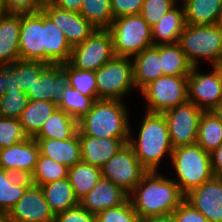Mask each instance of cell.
I'll return each instance as SVG.
<instances>
[{
	"instance_id": "obj_10",
	"label": "cell",
	"mask_w": 222,
	"mask_h": 222,
	"mask_svg": "<svg viewBox=\"0 0 222 222\" xmlns=\"http://www.w3.org/2000/svg\"><path fill=\"white\" fill-rule=\"evenodd\" d=\"M147 172L128 143L101 167L102 178L116 184L128 194Z\"/></svg>"
},
{
	"instance_id": "obj_8",
	"label": "cell",
	"mask_w": 222,
	"mask_h": 222,
	"mask_svg": "<svg viewBox=\"0 0 222 222\" xmlns=\"http://www.w3.org/2000/svg\"><path fill=\"white\" fill-rule=\"evenodd\" d=\"M140 93L146 101V111L163 113L188 101L187 76L163 75L144 86Z\"/></svg>"
},
{
	"instance_id": "obj_54",
	"label": "cell",
	"mask_w": 222,
	"mask_h": 222,
	"mask_svg": "<svg viewBox=\"0 0 222 222\" xmlns=\"http://www.w3.org/2000/svg\"><path fill=\"white\" fill-rule=\"evenodd\" d=\"M6 13L3 4H2V0H0V18Z\"/></svg>"
},
{
	"instance_id": "obj_47",
	"label": "cell",
	"mask_w": 222,
	"mask_h": 222,
	"mask_svg": "<svg viewBox=\"0 0 222 222\" xmlns=\"http://www.w3.org/2000/svg\"><path fill=\"white\" fill-rule=\"evenodd\" d=\"M8 92H22V90L18 86L14 71L8 65H0V97Z\"/></svg>"
},
{
	"instance_id": "obj_14",
	"label": "cell",
	"mask_w": 222,
	"mask_h": 222,
	"mask_svg": "<svg viewBox=\"0 0 222 222\" xmlns=\"http://www.w3.org/2000/svg\"><path fill=\"white\" fill-rule=\"evenodd\" d=\"M20 60L44 63V12L21 14Z\"/></svg>"
},
{
	"instance_id": "obj_49",
	"label": "cell",
	"mask_w": 222,
	"mask_h": 222,
	"mask_svg": "<svg viewBox=\"0 0 222 222\" xmlns=\"http://www.w3.org/2000/svg\"><path fill=\"white\" fill-rule=\"evenodd\" d=\"M49 3L61 9L79 13L83 0H50Z\"/></svg>"
},
{
	"instance_id": "obj_39",
	"label": "cell",
	"mask_w": 222,
	"mask_h": 222,
	"mask_svg": "<svg viewBox=\"0 0 222 222\" xmlns=\"http://www.w3.org/2000/svg\"><path fill=\"white\" fill-rule=\"evenodd\" d=\"M29 97L23 92H8L0 97V117L19 119Z\"/></svg>"
},
{
	"instance_id": "obj_32",
	"label": "cell",
	"mask_w": 222,
	"mask_h": 222,
	"mask_svg": "<svg viewBox=\"0 0 222 222\" xmlns=\"http://www.w3.org/2000/svg\"><path fill=\"white\" fill-rule=\"evenodd\" d=\"M160 58L164 75H189L192 65L178 43L160 44Z\"/></svg>"
},
{
	"instance_id": "obj_19",
	"label": "cell",
	"mask_w": 222,
	"mask_h": 222,
	"mask_svg": "<svg viewBox=\"0 0 222 222\" xmlns=\"http://www.w3.org/2000/svg\"><path fill=\"white\" fill-rule=\"evenodd\" d=\"M81 161L97 166H104L125 144L129 138H99L83 135L79 131Z\"/></svg>"
},
{
	"instance_id": "obj_55",
	"label": "cell",
	"mask_w": 222,
	"mask_h": 222,
	"mask_svg": "<svg viewBox=\"0 0 222 222\" xmlns=\"http://www.w3.org/2000/svg\"><path fill=\"white\" fill-rule=\"evenodd\" d=\"M177 3H179L181 1V3H184L186 0H175Z\"/></svg>"
},
{
	"instance_id": "obj_26",
	"label": "cell",
	"mask_w": 222,
	"mask_h": 222,
	"mask_svg": "<svg viewBox=\"0 0 222 222\" xmlns=\"http://www.w3.org/2000/svg\"><path fill=\"white\" fill-rule=\"evenodd\" d=\"M182 4L188 24L214 25L221 21L222 0H186Z\"/></svg>"
},
{
	"instance_id": "obj_46",
	"label": "cell",
	"mask_w": 222,
	"mask_h": 222,
	"mask_svg": "<svg viewBox=\"0 0 222 222\" xmlns=\"http://www.w3.org/2000/svg\"><path fill=\"white\" fill-rule=\"evenodd\" d=\"M176 222H209V220L185 199L172 213Z\"/></svg>"
},
{
	"instance_id": "obj_6",
	"label": "cell",
	"mask_w": 222,
	"mask_h": 222,
	"mask_svg": "<svg viewBox=\"0 0 222 222\" xmlns=\"http://www.w3.org/2000/svg\"><path fill=\"white\" fill-rule=\"evenodd\" d=\"M109 31L116 56L132 58L153 46L151 27L140 14L115 18Z\"/></svg>"
},
{
	"instance_id": "obj_23",
	"label": "cell",
	"mask_w": 222,
	"mask_h": 222,
	"mask_svg": "<svg viewBox=\"0 0 222 222\" xmlns=\"http://www.w3.org/2000/svg\"><path fill=\"white\" fill-rule=\"evenodd\" d=\"M40 154L60 164L71 167L81 161L79 134L67 140L52 138H34Z\"/></svg>"
},
{
	"instance_id": "obj_18",
	"label": "cell",
	"mask_w": 222,
	"mask_h": 222,
	"mask_svg": "<svg viewBox=\"0 0 222 222\" xmlns=\"http://www.w3.org/2000/svg\"><path fill=\"white\" fill-rule=\"evenodd\" d=\"M68 85V72L62 67V64H48L27 95L29 100H44L58 106L63 90Z\"/></svg>"
},
{
	"instance_id": "obj_12",
	"label": "cell",
	"mask_w": 222,
	"mask_h": 222,
	"mask_svg": "<svg viewBox=\"0 0 222 222\" xmlns=\"http://www.w3.org/2000/svg\"><path fill=\"white\" fill-rule=\"evenodd\" d=\"M199 66H192L188 80V101H191L204 112L211 111L222 100V82L218 72H199Z\"/></svg>"
},
{
	"instance_id": "obj_38",
	"label": "cell",
	"mask_w": 222,
	"mask_h": 222,
	"mask_svg": "<svg viewBox=\"0 0 222 222\" xmlns=\"http://www.w3.org/2000/svg\"><path fill=\"white\" fill-rule=\"evenodd\" d=\"M62 67L68 72L70 86L79 91L82 95L94 97L98 100L94 71L76 69L68 62L63 63Z\"/></svg>"
},
{
	"instance_id": "obj_9",
	"label": "cell",
	"mask_w": 222,
	"mask_h": 222,
	"mask_svg": "<svg viewBox=\"0 0 222 222\" xmlns=\"http://www.w3.org/2000/svg\"><path fill=\"white\" fill-rule=\"evenodd\" d=\"M114 56L109 29H95L85 41L72 47L68 63L76 69L95 72Z\"/></svg>"
},
{
	"instance_id": "obj_22",
	"label": "cell",
	"mask_w": 222,
	"mask_h": 222,
	"mask_svg": "<svg viewBox=\"0 0 222 222\" xmlns=\"http://www.w3.org/2000/svg\"><path fill=\"white\" fill-rule=\"evenodd\" d=\"M21 14L5 13L0 18V65L7 66L20 60L19 35Z\"/></svg>"
},
{
	"instance_id": "obj_3",
	"label": "cell",
	"mask_w": 222,
	"mask_h": 222,
	"mask_svg": "<svg viewBox=\"0 0 222 222\" xmlns=\"http://www.w3.org/2000/svg\"><path fill=\"white\" fill-rule=\"evenodd\" d=\"M121 100H96L91 111L78 121V131L99 138H130L129 112Z\"/></svg>"
},
{
	"instance_id": "obj_13",
	"label": "cell",
	"mask_w": 222,
	"mask_h": 222,
	"mask_svg": "<svg viewBox=\"0 0 222 222\" xmlns=\"http://www.w3.org/2000/svg\"><path fill=\"white\" fill-rule=\"evenodd\" d=\"M39 155L40 149L37 141L27 137L19 143L0 149V168L30 178Z\"/></svg>"
},
{
	"instance_id": "obj_4",
	"label": "cell",
	"mask_w": 222,
	"mask_h": 222,
	"mask_svg": "<svg viewBox=\"0 0 222 222\" xmlns=\"http://www.w3.org/2000/svg\"><path fill=\"white\" fill-rule=\"evenodd\" d=\"M170 159L178 178L172 179L184 195L214 177L210 153L197 143L173 148Z\"/></svg>"
},
{
	"instance_id": "obj_42",
	"label": "cell",
	"mask_w": 222,
	"mask_h": 222,
	"mask_svg": "<svg viewBox=\"0 0 222 222\" xmlns=\"http://www.w3.org/2000/svg\"><path fill=\"white\" fill-rule=\"evenodd\" d=\"M176 4L175 0H144L140 15L152 27Z\"/></svg>"
},
{
	"instance_id": "obj_34",
	"label": "cell",
	"mask_w": 222,
	"mask_h": 222,
	"mask_svg": "<svg viewBox=\"0 0 222 222\" xmlns=\"http://www.w3.org/2000/svg\"><path fill=\"white\" fill-rule=\"evenodd\" d=\"M96 100L94 97L82 95L79 91L68 85L63 90L58 108L74 117L78 122L91 111L92 105Z\"/></svg>"
},
{
	"instance_id": "obj_27",
	"label": "cell",
	"mask_w": 222,
	"mask_h": 222,
	"mask_svg": "<svg viewBox=\"0 0 222 222\" xmlns=\"http://www.w3.org/2000/svg\"><path fill=\"white\" fill-rule=\"evenodd\" d=\"M31 184L29 177L0 168V213L8 214Z\"/></svg>"
},
{
	"instance_id": "obj_15",
	"label": "cell",
	"mask_w": 222,
	"mask_h": 222,
	"mask_svg": "<svg viewBox=\"0 0 222 222\" xmlns=\"http://www.w3.org/2000/svg\"><path fill=\"white\" fill-rule=\"evenodd\" d=\"M10 222H54L55 215L45 200L42 188L31 184L7 214Z\"/></svg>"
},
{
	"instance_id": "obj_33",
	"label": "cell",
	"mask_w": 222,
	"mask_h": 222,
	"mask_svg": "<svg viewBox=\"0 0 222 222\" xmlns=\"http://www.w3.org/2000/svg\"><path fill=\"white\" fill-rule=\"evenodd\" d=\"M196 143L209 153L222 144V124L211 111L201 115Z\"/></svg>"
},
{
	"instance_id": "obj_50",
	"label": "cell",
	"mask_w": 222,
	"mask_h": 222,
	"mask_svg": "<svg viewBox=\"0 0 222 222\" xmlns=\"http://www.w3.org/2000/svg\"><path fill=\"white\" fill-rule=\"evenodd\" d=\"M139 222H176L173 215H163L140 219Z\"/></svg>"
},
{
	"instance_id": "obj_31",
	"label": "cell",
	"mask_w": 222,
	"mask_h": 222,
	"mask_svg": "<svg viewBox=\"0 0 222 222\" xmlns=\"http://www.w3.org/2000/svg\"><path fill=\"white\" fill-rule=\"evenodd\" d=\"M77 132L78 122L74 117L57 108L34 138L67 140L74 137Z\"/></svg>"
},
{
	"instance_id": "obj_25",
	"label": "cell",
	"mask_w": 222,
	"mask_h": 222,
	"mask_svg": "<svg viewBox=\"0 0 222 222\" xmlns=\"http://www.w3.org/2000/svg\"><path fill=\"white\" fill-rule=\"evenodd\" d=\"M71 50L62 30L44 13V63H67Z\"/></svg>"
},
{
	"instance_id": "obj_36",
	"label": "cell",
	"mask_w": 222,
	"mask_h": 222,
	"mask_svg": "<svg viewBox=\"0 0 222 222\" xmlns=\"http://www.w3.org/2000/svg\"><path fill=\"white\" fill-rule=\"evenodd\" d=\"M68 167L43 155H39L37 164L30 181L33 185L41 186L46 183L67 178Z\"/></svg>"
},
{
	"instance_id": "obj_44",
	"label": "cell",
	"mask_w": 222,
	"mask_h": 222,
	"mask_svg": "<svg viewBox=\"0 0 222 222\" xmlns=\"http://www.w3.org/2000/svg\"><path fill=\"white\" fill-rule=\"evenodd\" d=\"M54 222H96V215L80 204L55 215Z\"/></svg>"
},
{
	"instance_id": "obj_51",
	"label": "cell",
	"mask_w": 222,
	"mask_h": 222,
	"mask_svg": "<svg viewBox=\"0 0 222 222\" xmlns=\"http://www.w3.org/2000/svg\"><path fill=\"white\" fill-rule=\"evenodd\" d=\"M211 112L222 124V100L211 110Z\"/></svg>"
},
{
	"instance_id": "obj_11",
	"label": "cell",
	"mask_w": 222,
	"mask_h": 222,
	"mask_svg": "<svg viewBox=\"0 0 222 222\" xmlns=\"http://www.w3.org/2000/svg\"><path fill=\"white\" fill-rule=\"evenodd\" d=\"M203 112L191 101L163 112L173 148L196 144Z\"/></svg>"
},
{
	"instance_id": "obj_52",
	"label": "cell",
	"mask_w": 222,
	"mask_h": 222,
	"mask_svg": "<svg viewBox=\"0 0 222 222\" xmlns=\"http://www.w3.org/2000/svg\"><path fill=\"white\" fill-rule=\"evenodd\" d=\"M212 67H214V69L218 72L222 82V58L218 60Z\"/></svg>"
},
{
	"instance_id": "obj_30",
	"label": "cell",
	"mask_w": 222,
	"mask_h": 222,
	"mask_svg": "<svg viewBox=\"0 0 222 222\" xmlns=\"http://www.w3.org/2000/svg\"><path fill=\"white\" fill-rule=\"evenodd\" d=\"M101 177L100 167L83 161L68 167L67 178L78 201L93 189Z\"/></svg>"
},
{
	"instance_id": "obj_35",
	"label": "cell",
	"mask_w": 222,
	"mask_h": 222,
	"mask_svg": "<svg viewBox=\"0 0 222 222\" xmlns=\"http://www.w3.org/2000/svg\"><path fill=\"white\" fill-rule=\"evenodd\" d=\"M79 13L96 29H109L114 20L111 0H83Z\"/></svg>"
},
{
	"instance_id": "obj_1",
	"label": "cell",
	"mask_w": 222,
	"mask_h": 222,
	"mask_svg": "<svg viewBox=\"0 0 222 222\" xmlns=\"http://www.w3.org/2000/svg\"><path fill=\"white\" fill-rule=\"evenodd\" d=\"M159 172H147L129 193L128 199L140 219L172 215L185 199L177 183Z\"/></svg>"
},
{
	"instance_id": "obj_24",
	"label": "cell",
	"mask_w": 222,
	"mask_h": 222,
	"mask_svg": "<svg viewBox=\"0 0 222 222\" xmlns=\"http://www.w3.org/2000/svg\"><path fill=\"white\" fill-rule=\"evenodd\" d=\"M175 5L151 27L153 45L178 43L185 27V10L182 3Z\"/></svg>"
},
{
	"instance_id": "obj_5",
	"label": "cell",
	"mask_w": 222,
	"mask_h": 222,
	"mask_svg": "<svg viewBox=\"0 0 222 222\" xmlns=\"http://www.w3.org/2000/svg\"><path fill=\"white\" fill-rule=\"evenodd\" d=\"M178 44L192 66H199L201 59L213 66L222 58V24H185Z\"/></svg>"
},
{
	"instance_id": "obj_41",
	"label": "cell",
	"mask_w": 222,
	"mask_h": 222,
	"mask_svg": "<svg viewBox=\"0 0 222 222\" xmlns=\"http://www.w3.org/2000/svg\"><path fill=\"white\" fill-rule=\"evenodd\" d=\"M139 220L129 199L117 207L105 209L96 215V222H139Z\"/></svg>"
},
{
	"instance_id": "obj_7",
	"label": "cell",
	"mask_w": 222,
	"mask_h": 222,
	"mask_svg": "<svg viewBox=\"0 0 222 222\" xmlns=\"http://www.w3.org/2000/svg\"><path fill=\"white\" fill-rule=\"evenodd\" d=\"M99 99L125 101L135 87L133 62L130 57L114 56L95 71Z\"/></svg>"
},
{
	"instance_id": "obj_45",
	"label": "cell",
	"mask_w": 222,
	"mask_h": 222,
	"mask_svg": "<svg viewBox=\"0 0 222 222\" xmlns=\"http://www.w3.org/2000/svg\"><path fill=\"white\" fill-rule=\"evenodd\" d=\"M144 0H111L113 18L140 14Z\"/></svg>"
},
{
	"instance_id": "obj_56",
	"label": "cell",
	"mask_w": 222,
	"mask_h": 222,
	"mask_svg": "<svg viewBox=\"0 0 222 222\" xmlns=\"http://www.w3.org/2000/svg\"><path fill=\"white\" fill-rule=\"evenodd\" d=\"M44 3L49 2L50 0H42Z\"/></svg>"
},
{
	"instance_id": "obj_48",
	"label": "cell",
	"mask_w": 222,
	"mask_h": 222,
	"mask_svg": "<svg viewBox=\"0 0 222 222\" xmlns=\"http://www.w3.org/2000/svg\"><path fill=\"white\" fill-rule=\"evenodd\" d=\"M210 160L214 176L222 178V144L210 153Z\"/></svg>"
},
{
	"instance_id": "obj_20",
	"label": "cell",
	"mask_w": 222,
	"mask_h": 222,
	"mask_svg": "<svg viewBox=\"0 0 222 222\" xmlns=\"http://www.w3.org/2000/svg\"><path fill=\"white\" fill-rule=\"evenodd\" d=\"M129 194L116 184L101 177L93 189L79 200V204L94 215L117 207L128 200Z\"/></svg>"
},
{
	"instance_id": "obj_17",
	"label": "cell",
	"mask_w": 222,
	"mask_h": 222,
	"mask_svg": "<svg viewBox=\"0 0 222 222\" xmlns=\"http://www.w3.org/2000/svg\"><path fill=\"white\" fill-rule=\"evenodd\" d=\"M185 200L209 222H222V178L213 177L185 194Z\"/></svg>"
},
{
	"instance_id": "obj_28",
	"label": "cell",
	"mask_w": 222,
	"mask_h": 222,
	"mask_svg": "<svg viewBox=\"0 0 222 222\" xmlns=\"http://www.w3.org/2000/svg\"><path fill=\"white\" fill-rule=\"evenodd\" d=\"M58 106L44 100H29L19 121L27 137L34 138Z\"/></svg>"
},
{
	"instance_id": "obj_21",
	"label": "cell",
	"mask_w": 222,
	"mask_h": 222,
	"mask_svg": "<svg viewBox=\"0 0 222 222\" xmlns=\"http://www.w3.org/2000/svg\"><path fill=\"white\" fill-rule=\"evenodd\" d=\"M133 80L137 90L163 76L160 58V44L145 48L133 56Z\"/></svg>"
},
{
	"instance_id": "obj_43",
	"label": "cell",
	"mask_w": 222,
	"mask_h": 222,
	"mask_svg": "<svg viewBox=\"0 0 222 222\" xmlns=\"http://www.w3.org/2000/svg\"><path fill=\"white\" fill-rule=\"evenodd\" d=\"M6 13L29 14L41 12L44 7L42 0H2Z\"/></svg>"
},
{
	"instance_id": "obj_16",
	"label": "cell",
	"mask_w": 222,
	"mask_h": 222,
	"mask_svg": "<svg viewBox=\"0 0 222 222\" xmlns=\"http://www.w3.org/2000/svg\"><path fill=\"white\" fill-rule=\"evenodd\" d=\"M42 11L62 30L71 47L85 41L96 29L80 13L61 9L49 2L44 4Z\"/></svg>"
},
{
	"instance_id": "obj_2",
	"label": "cell",
	"mask_w": 222,
	"mask_h": 222,
	"mask_svg": "<svg viewBox=\"0 0 222 222\" xmlns=\"http://www.w3.org/2000/svg\"><path fill=\"white\" fill-rule=\"evenodd\" d=\"M138 132V137L133 139L130 127L128 144L148 172L159 171L162 159L166 158V154L171 157L173 151L167 121L163 113L146 111Z\"/></svg>"
},
{
	"instance_id": "obj_37",
	"label": "cell",
	"mask_w": 222,
	"mask_h": 222,
	"mask_svg": "<svg viewBox=\"0 0 222 222\" xmlns=\"http://www.w3.org/2000/svg\"><path fill=\"white\" fill-rule=\"evenodd\" d=\"M48 64L37 61L17 60L8 65L17 76L18 86L23 93H28L33 88L40 73Z\"/></svg>"
},
{
	"instance_id": "obj_53",
	"label": "cell",
	"mask_w": 222,
	"mask_h": 222,
	"mask_svg": "<svg viewBox=\"0 0 222 222\" xmlns=\"http://www.w3.org/2000/svg\"><path fill=\"white\" fill-rule=\"evenodd\" d=\"M0 222H10L8 220L7 214L0 213Z\"/></svg>"
},
{
	"instance_id": "obj_29",
	"label": "cell",
	"mask_w": 222,
	"mask_h": 222,
	"mask_svg": "<svg viewBox=\"0 0 222 222\" xmlns=\"http://www.w3.org/2000/svg\"><path fill=\"white\" fill-rule=\"evenodd\" d=\"M40 187L54 215L79 204L68 178L46 183Z\"/></svg>"
},
{
	"instance_id": "obj_40",
	"label": "cell",
	"mask_w": 222,
	"mask_h": 222,
	"mask_svg": "<svg viewBox=\"0 0 222 222\" xmlns=\"http://www.w3.org/2000/svg\"><path fill=\"white\" fill-rule=\"evenodd\" d=\"M27 138L19 119L0 117V149Z\"/></svg>"
}]
</instances>
